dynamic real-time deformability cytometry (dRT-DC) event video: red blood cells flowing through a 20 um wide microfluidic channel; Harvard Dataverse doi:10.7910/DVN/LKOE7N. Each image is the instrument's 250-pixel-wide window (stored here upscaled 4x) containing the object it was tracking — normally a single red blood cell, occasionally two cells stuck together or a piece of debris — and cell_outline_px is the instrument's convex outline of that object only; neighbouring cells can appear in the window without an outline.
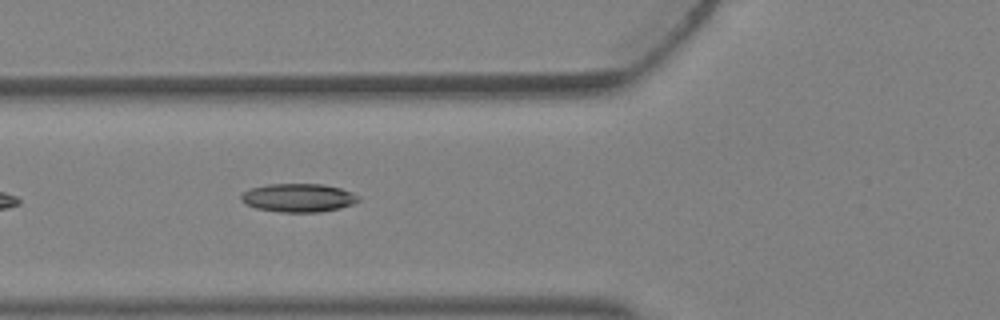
{"species": "Egyptian fruit bat (a non-hibernating species)", "species_latin": "Rousettus aegyptiacus", "temperature_condition": "warm", "stored_images_in_passage": 3, "camera_frame_rate_fps": 3000, "um_per_image_px": 0.085, "animal": {"sex": "female"}, "frame": {"image": 1, "passage_image": 3, "time_ms": 0.667, "image_size_px": [1000, 320], "cell_outline_px": [[360, 200], [352, 204], [340, 208], [320, 212], [280, 212], [256, 208], [244, 204], [240, 200], [240, 196], [244, 192], [252, 188], [268, 184], [324, 184], [340, 188], [352, 192]], "centroid_in_image_um": [25.34, 16.81], "position_along_channel_um": 100.5, "area_um2": 19.42}}